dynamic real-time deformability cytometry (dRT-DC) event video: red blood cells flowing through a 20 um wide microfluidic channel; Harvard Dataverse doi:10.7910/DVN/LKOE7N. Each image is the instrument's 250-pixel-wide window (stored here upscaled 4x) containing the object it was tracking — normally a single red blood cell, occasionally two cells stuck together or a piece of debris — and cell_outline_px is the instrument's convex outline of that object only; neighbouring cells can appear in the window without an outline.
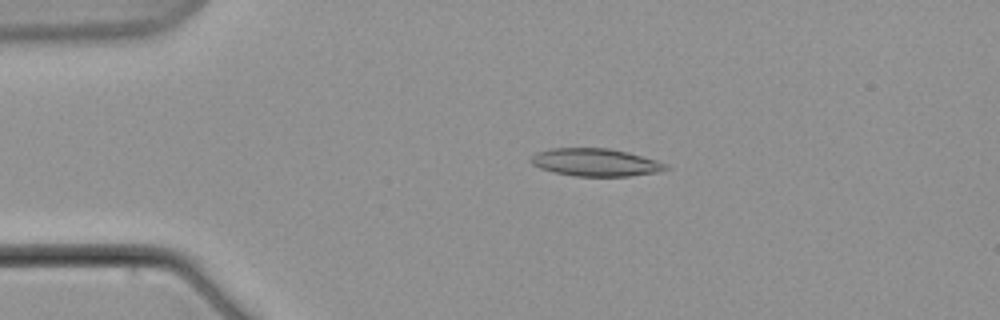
{"species": "common noctule bat (a hibernating species)", "species_latin": "Nyctalus noctula", "temperature_condition": "warm", "stored_images_in_passage": 4, "camera_frame_rate_fps": 3000, "um_per_image_px": 0.085, "animal": {"sex": "male", "body_mass_g": 21.5, "forearm_length_mm": 52.0}, "frame": {"image": 1, "passage_image": 1, "time_ms": 0.0, "image_size_px": [1000, 320], "cell_outline_px": [[668, 168], [656, 172], [628, 176], [576, 176], [556, 172], [540, 168], [532, 164], [528, 160], [536, 152], [552, 148], [608, 148], [628, 152], [656, 160], [668, 164]], "centroid_in_image_um": [50.59, 13.79], "position_along_channel_um": 34.4, "area_um2": 21.62}}
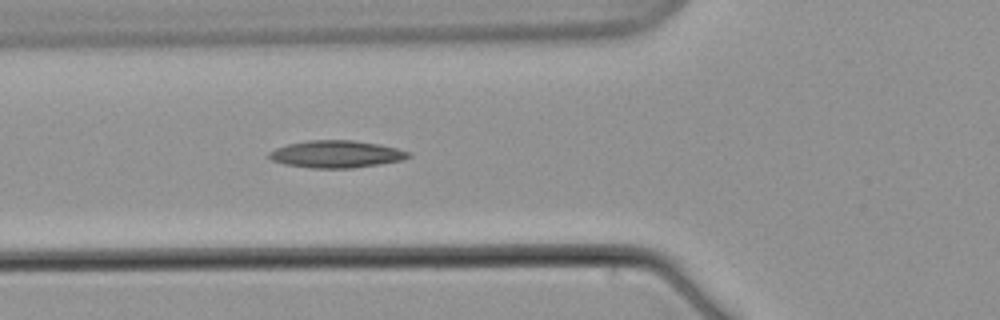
{"frame": {"image": 2, "passage_image": 4, "time_ms": 3.667, "image_size_px": [1000, 320], "cell_outline_px": [[412, 156], [404, 160], [380, 164], [352, 168], [312, 168], [284, 164], [272, 160], [268, 156], [268, 152], [276, 148], [288, 144], [308, 140], [352, 140], [380, 144], [412, 152]], "centroid_in_image_um": [28.62, 13.1], "position_along_channel_um": 97.2, "area_um2": 22.25}}